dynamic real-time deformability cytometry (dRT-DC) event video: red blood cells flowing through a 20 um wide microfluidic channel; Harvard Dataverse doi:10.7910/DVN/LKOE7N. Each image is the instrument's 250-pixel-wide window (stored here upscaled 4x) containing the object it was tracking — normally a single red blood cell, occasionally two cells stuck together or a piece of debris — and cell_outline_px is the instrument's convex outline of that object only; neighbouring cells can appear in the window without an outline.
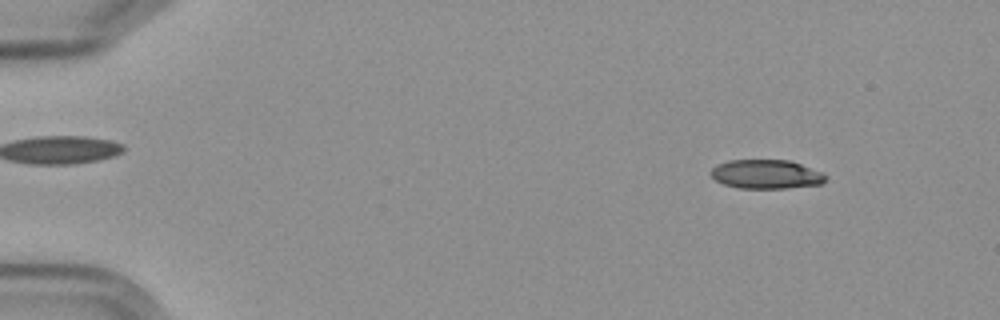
{"species": "Egyptian fruit bat (a non-hibernating species)", "species_latin": "Rousettus aegyptiacus", "temperature_condition": "cold", "stored_images_in_passage": 5, "camera_frame_rate_fps": 3000, "um_per_image_px": 0.085, "frame": {"image": 1, "passage_image": 2, "time_ms": 1.333, "image_size_px": [1000, 320], "cell_outline_px": [[828, 176], [824, 184], [788, 188], [740, 188], [724, 184], [716, 180], [712, 176], [712, 168], [716, 164], [728, 160], [788, 160], [824, 172]], "centroid_in_image_um": [65.18, 14.81], "position_along_channel_um": 19.8, "area_um2": 19.54}}
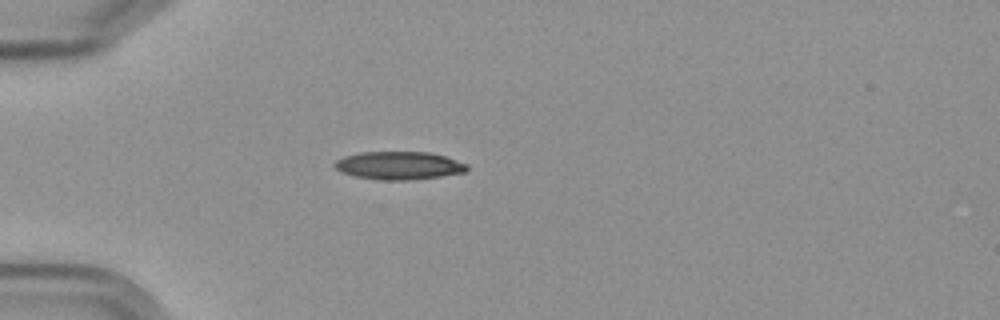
{"frame": {"image": 2, "passage_image": 5, "time_ms": 4.667, "image_size_px": [1000, 320], "cell_outline_px": [[468, 172], [440, 176], [408, 180], [384, 180], [356, 176], [340, 172], [332, 164], [336, 160], [344, 156], [360, 152], [428, 152], [444, 156], [468, 164]], "centroid_in_image_um": [33.91, 14.06], "position_along_channel_um": 51.1, "area_um2": 21.56}}